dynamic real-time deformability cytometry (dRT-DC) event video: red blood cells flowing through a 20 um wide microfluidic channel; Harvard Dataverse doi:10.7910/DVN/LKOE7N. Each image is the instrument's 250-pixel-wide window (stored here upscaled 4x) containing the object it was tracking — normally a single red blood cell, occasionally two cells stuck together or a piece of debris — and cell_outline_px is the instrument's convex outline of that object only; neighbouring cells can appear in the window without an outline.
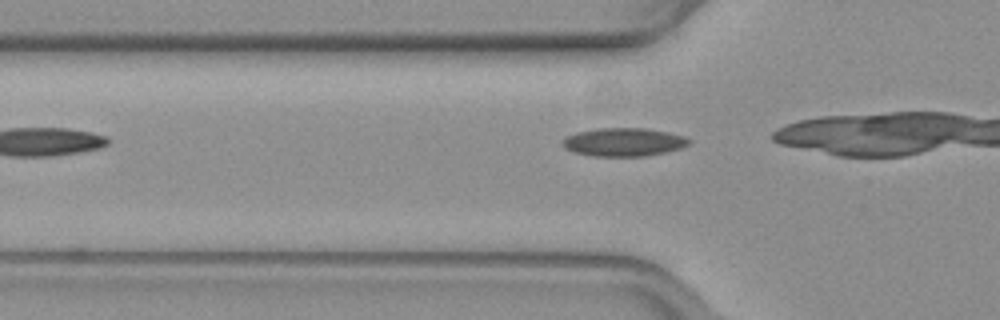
{"species": "common noctule bat (a hibernating species)", "species_latin": "Nyctalus noctula", "temperature_condition": "warm", "stored_images_in_passage": 7, "camera_frame_rate_fps": 3000, "um_per_image_px": 0.085, "animal": {"sex": "female", "body_mass_g": 19.3, "forearm_length_mm": 54.1}, "frame": {"image": 1, "passage_image": 2, "time_ms": 0.333, "image_size_px": [1000, 320], "cell_outline_px": [[692, 140], [688, 144], [680, 148], [664, 152], [644, 156], [592, 156], [572, 152], [564, 148], [564, 140], [568, 136], [576, 132], [596, 128], [644, 128], [684, 136]], "centroid_in_image_um": [52.99, 12.08], "position_along_channel_um": 72.8, "area_um2": 20.63}}
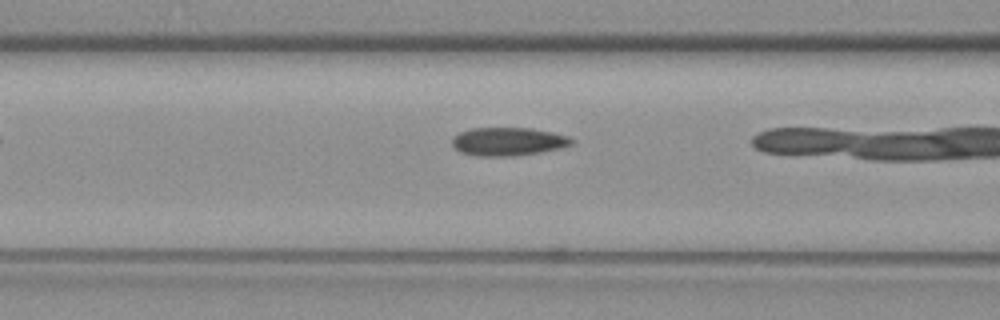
{"frame": {"image": 2, "passage_image": 6, "time_ms": 1.667, "image_size_px": [1000, 320], "cell_outline_px": [[572, 144], [560, 148], [540, 152], [516, 156], [476, 156], [460, 152], [452, 148], [452, 140], [460, 132], [472, 128], [532, 128], [552, 132], [568, 136], [572, 140]], "centroid_in_image_um": [43.16, 12.04], "position_along_channel_um": 123.4, "area_um2": 19.71}}